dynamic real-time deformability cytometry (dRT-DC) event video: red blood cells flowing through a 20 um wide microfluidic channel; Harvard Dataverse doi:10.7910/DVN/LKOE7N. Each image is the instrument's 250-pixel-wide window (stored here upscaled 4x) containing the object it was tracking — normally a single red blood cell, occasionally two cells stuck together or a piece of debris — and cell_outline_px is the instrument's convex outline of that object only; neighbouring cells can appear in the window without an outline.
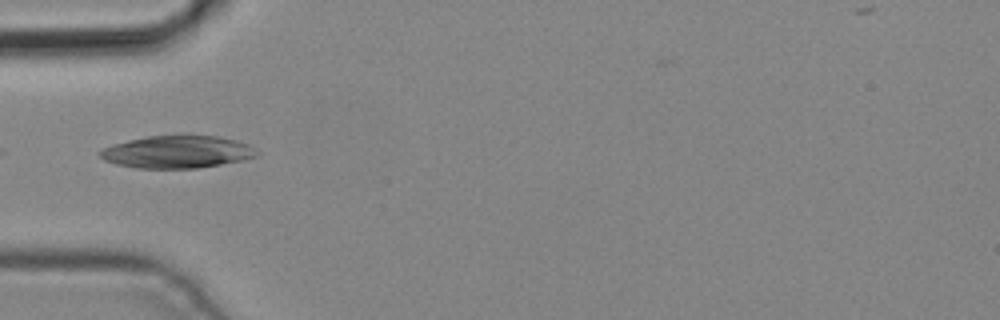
{"species": "common noctule bat (a hibernating species)", "species_latin": "Nyctalus noctula", "temperature_condition": "cold", "stored_images_in_passage": 3, "camera_frame_rate_fps": 3000, "um_per_image_px": 0.085, "animal": {"sex": "male", "body_mass_g": 19.2, "forearm_length_mm": 51.8}, "frame": {"image": 1, "passage_image": 2, "time_ms": 0.333, "image_size_px": [1000, 320], "cell_outline_px": [[260, 152], [256, 156], [244, 160], [196, 168], [136, 168], [116, 164], [104, 160], [100, 156], [100, 152], [104, 148], [112, 144], [128, 140], [148, 136], [220, 136], [236, 140], [248, 144], [256, 148]], "centroid_in_image_um": [15.09, 12.91], "position_along_channel_um": 69.9, "area_um2": 29.54}}
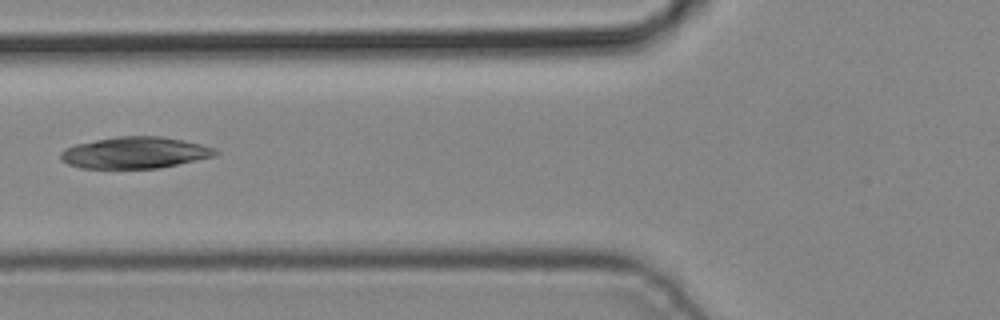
{"frame": {"image": 2, "passage_image": 3, "time_ms": 0.667, "image_size_px": [1000, 320], "cell_outline_px": [[220, 152], [212, 156], [160, 168], [80, 168], [68, 164], [60, 160], [60, 152], [64, 148], [76, 144], [116, 136], [160, 136], [184, 140], [216, 148]], "centroid_in_image_um": [11.43, 12.97], "position_along_channel_um": 114.4, "area_um2": 28.38}}